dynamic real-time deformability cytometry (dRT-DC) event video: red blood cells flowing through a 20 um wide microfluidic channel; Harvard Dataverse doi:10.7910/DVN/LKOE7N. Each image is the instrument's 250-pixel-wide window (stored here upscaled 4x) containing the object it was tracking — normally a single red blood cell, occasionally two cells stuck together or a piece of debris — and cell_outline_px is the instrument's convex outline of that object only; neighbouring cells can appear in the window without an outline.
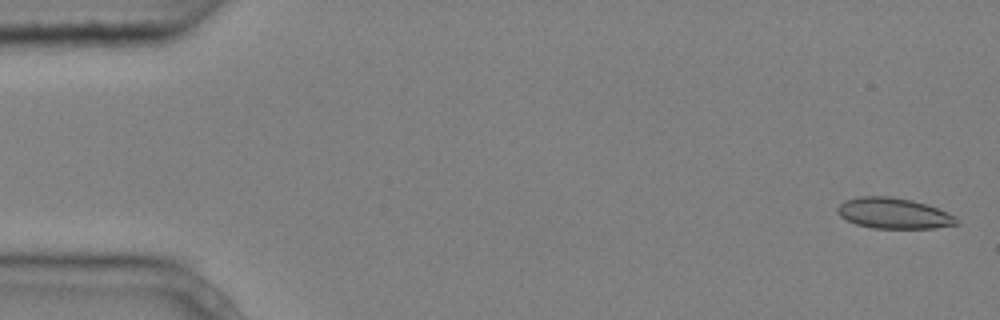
{"species": "common noctule bat (a hibernating species)", "species_latin": "Nyctalus noctula", "temperature_condition": "cold", "stored_images_in_passage": 4, "camera_frame_rate_fps": 3000, "um_per_image_px": 0.085, "animal": {"sex": "male", "body_mass_g": 20.4}, "frame": {"image": 1, "passage_image": 4, "time_ms": 1.0, "image_size_px": [1000, 320], "cell_outline_px": [[960, 224], [936, 228], [872, 228], [856, 224], [840, 216], [836, 212], [836, 208], [844, 200], [860, 196], [888, 196], [912, 200], [936, 208], [956, 216], [960, 220]], "centroid_in_image_um": [75.96, 18.13], "position_along_channel_um": 9.0, "area_um2": 21.39}}